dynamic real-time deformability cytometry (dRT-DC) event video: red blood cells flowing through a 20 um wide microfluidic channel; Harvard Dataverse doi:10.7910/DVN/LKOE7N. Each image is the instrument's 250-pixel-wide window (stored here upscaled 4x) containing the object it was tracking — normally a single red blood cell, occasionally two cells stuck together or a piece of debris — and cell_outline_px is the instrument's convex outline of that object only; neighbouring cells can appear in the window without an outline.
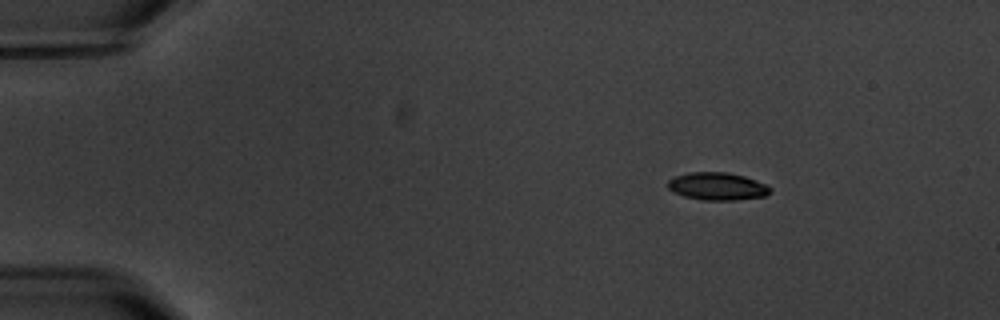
{"species": "common noctule bat (a hibernating species)", "species_latin": "Nyctalus noctula", "temperature_condition": "warm", "stored_images_in_passage": 7, "camera_frame_rate_fps": 3000, "um_per_image_px": 0.085, "animal": {"sex": "male", "body_mass_g": 20.1, "forearm_length_mm": 53.5}, "frame": {"image": 1, "passage_image": 2, "time_ms": 1.333, "image_size_px": [1000, 320], "cell_outline_px": [[772, 192], [764, 196], [736, 200], [704, 200], [684, 196], [668, 188], [668, 180], [676, 176], [688, 172], [728, 172], [744, 176], [756, 180], [772, 188]], "centroid_in_image_um": [61.0, 15.83], "position_along_channel_um": 24.0, "area_um2": 16.42}}
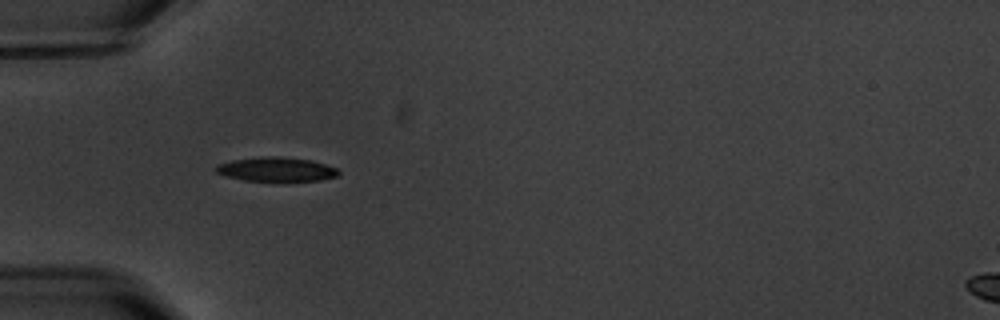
{"frame": {"image": 2, "passage_image": 5, "time_ms": 4.667, "image_size_px": [1000, 320], "cell_outline_px": [[340, 172], [336, 176], [320, 180], [244, 180], [224, 176], [216, 172], [216, 164], [232, 160], [260, 156], [280, 156], [312, 160], [336, 168]], "centroid_in_image_um": [23.44, 14.37], "position_along_channel_um": 61.6, "area_um2": 17.11}}
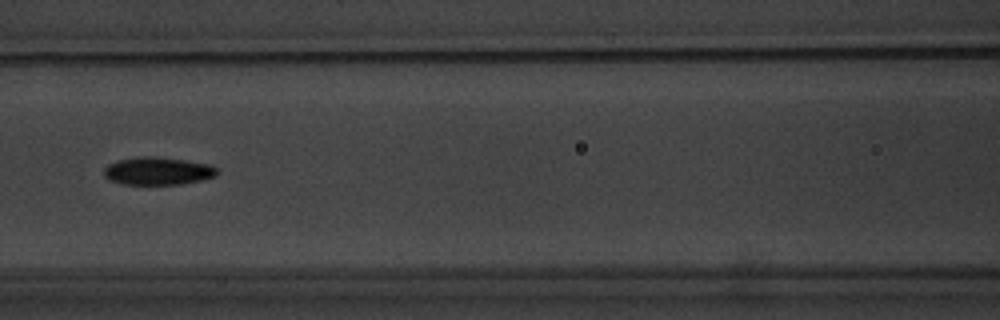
{"frame": {"image": 3, "passage_image": 7, "time_ms": 7.333, "image_size_px": [1000, 320], "cell_outline_px": [[216, 176], [200, 180], [180, 184], [120, 184], [108, 180], [104, 176], [104, 168], [108, 164], [116, 160], [136, 156], [152, 156], [184, 160], [212, 164], [216, 168]], "centroid_in_image_um": [13.36, 14.53], "position_along_channel_um": 153.2, "area_um2": 18.44}}